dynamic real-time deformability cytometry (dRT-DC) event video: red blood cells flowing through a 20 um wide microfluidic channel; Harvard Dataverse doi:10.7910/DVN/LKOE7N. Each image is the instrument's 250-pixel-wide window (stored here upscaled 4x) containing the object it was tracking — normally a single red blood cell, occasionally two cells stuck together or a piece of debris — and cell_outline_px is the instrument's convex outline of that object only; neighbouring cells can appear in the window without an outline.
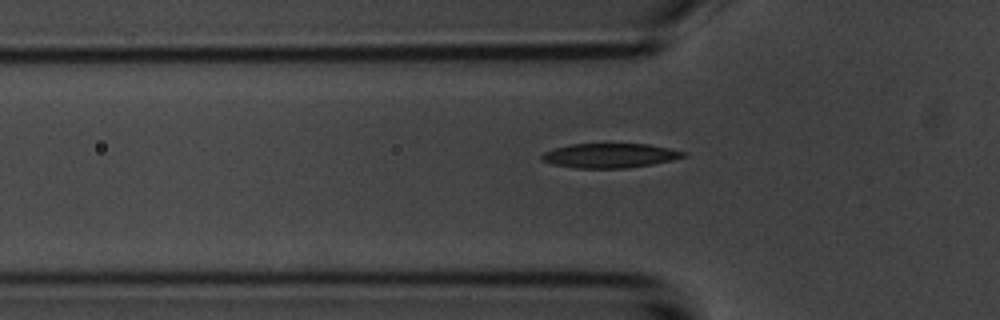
{"species": "common noctule bat (a hibernating species)", "species_latin": "Nyctalus noctula", "temperature_condition": "room temperature", "stored_images_in_passage": 41, "camera_frame_rate_fps": 3000, "um_per_image_px": 0.085, "animal": {"sex": "male", "body_mass_g": 20.1, "forearm_length_mm": 53.5}, "frame": {"image": 1, "passage_image": 8, "time_ms": 2.333, "image_size_px": [1000, 320], "cell_outline_px": [[688, 152], [684, 156], [672, 160], [652, 164], [624, 168], [580, 168], [552, 164], [540, 160], [540, 156], [544, 152], [556, 148], [572, 144], [648, 144]], "centroid_in_image_um": [51.83, 13.22], "position_along_channel_um": 74.0, "area_um2": 20.0}}
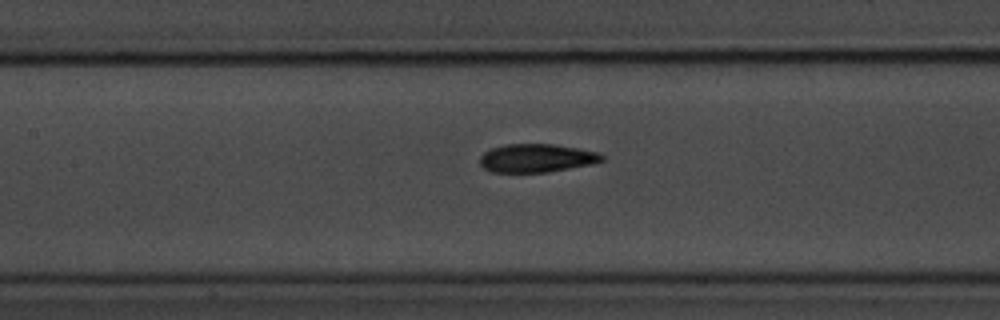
{"frame": {"image": 2, "passage_image": 15, "time_ms": 4.667, "image_size_px": [1000, 320], "cell_outline_px": [[604, 160], [592, 164], [548, 172], [492, 172], [484, 168], [480, 164], [480, 156], [484, 152], [492, 148], [504, 144], [556, 144], [600, 152], [604, 156]], "centroid_in_image_um": [45.63, 13.43], "position_along_channel_um": 161.8, "area_um2": 20.29}}
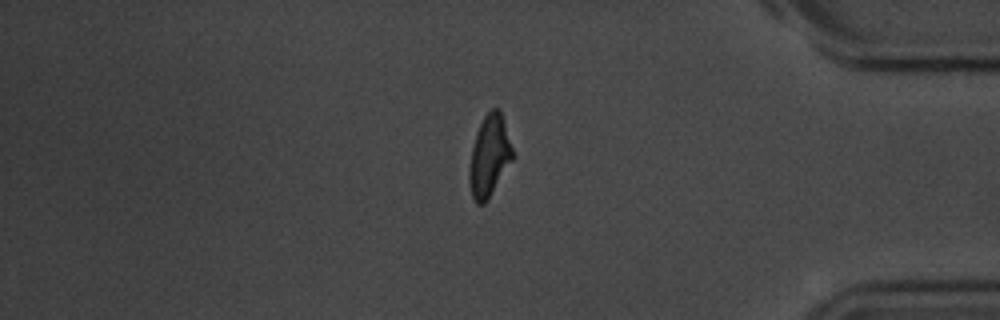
{"frame": {"image": 3, "passage_image": 36, "time_ms": 11.667, "image_size_px": [1000, 320], "cell_outline_px": [[512, 160], [488, 200], [484, 204], [476, 204], [472, 196], [468, 180], [468, 168], [472, 148], [476, 132], [484, 116], [492, 108], [496, 108], [500, 112], [504, 120], [512, 148]], "centroid_in_image_um": [41.56, 13.29], "position_along_channel_um": 393.6, "area_um2": 20.4}}